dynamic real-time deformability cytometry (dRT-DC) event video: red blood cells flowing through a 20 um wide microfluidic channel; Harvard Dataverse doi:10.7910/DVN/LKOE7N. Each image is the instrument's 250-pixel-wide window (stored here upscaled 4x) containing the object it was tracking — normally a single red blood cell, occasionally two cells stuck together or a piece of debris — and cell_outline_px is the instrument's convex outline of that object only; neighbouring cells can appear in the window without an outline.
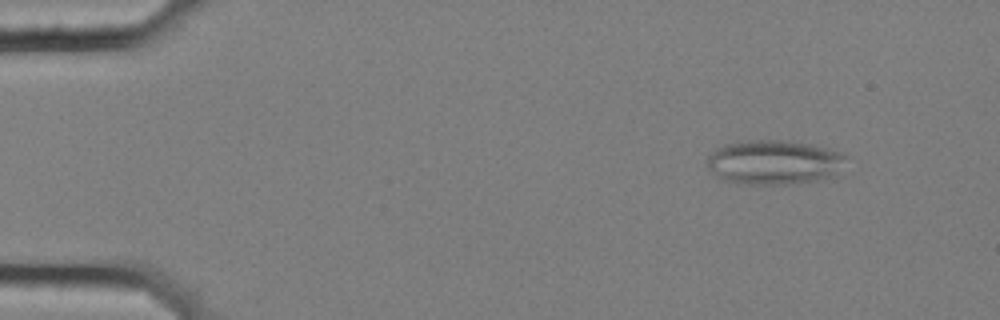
{"species": "common noctule bat (a hibernating species)", "species_latin": "Nyctalus noctula", "temperature_condition": "cold", "stored_images_in_passage": 8, "camera_frame_rate_fps": 3000, "um_per_image_px": 0.085, "animal": {"sex": "female", "body_mass_g": 25.1}, "frame": {"image": 1, "passage_image": 4, "time_ms": 1.0, "image_size_px": [1000, 320], "cell_outline_px": [[844, 156], [836, 172], [832, 176], [816, 180], [788, 184], [736, 184], [724, 180], [716, 176], [708, 168], [708, 156], [716, 148], [724, 144], [748, 140], [780, 140], [808, 144], [828, 148], [844, 152]], "centroid_in_image_um": [65.72, 13.79], "position_along_channel_um": 19.3, "area_um2": 35.66}}